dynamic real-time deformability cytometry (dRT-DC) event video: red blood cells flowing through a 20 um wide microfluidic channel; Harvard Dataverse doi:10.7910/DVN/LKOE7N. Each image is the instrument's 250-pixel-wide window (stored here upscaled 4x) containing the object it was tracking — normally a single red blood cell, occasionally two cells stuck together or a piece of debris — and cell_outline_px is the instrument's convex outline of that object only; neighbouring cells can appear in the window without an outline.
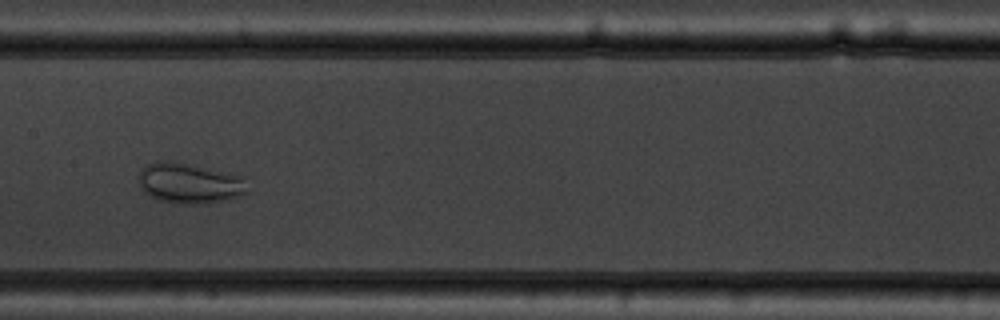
{"species": "common noctule bat (a hibernating species)", "species_latin": "Nyctalus noctula", "temperature_condition": "warm", "stored_images_in_passage": 50, "camera_frame_rate_fps": 3000, "um_per_image_px": 0.085, "animal": {"sex": "male", "body_mass_g": 19.5, "forearm_length_mm": 54.6}, "frame": {"image": 1, "passage_image": 23, "time_ms": 7.333, "image_size_px": [1000, 320], "cell_outline_px": [[248, 192], [240, 196], [224, 200], [204, 204], [180, 204], [160, 200], [144, 192], [140, 184], [140, 172], [148, 164], [164, 160], [168, 160], [244, 176]], "centroid_in_image_um": [16.15, 15.59], "position_along_channel_um": 191.3, "area_um2": 25.32}}
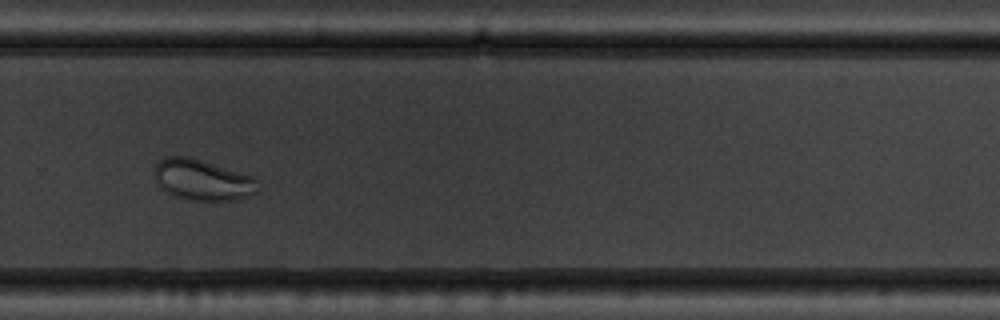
{"frame": {"image": 2, "passage_image": 33, "time_ms": 10.667, "image_size_px": [1000, 320], "cell_outline_px": [[260, 192], [240, 200], [188, 200], [176, 196], [160, 188], [156, 180], [156, 164], [164, 156], [188, 156], [256, 176]], "centroid_in_image_um": [17.29, 15.3], "position_along_channel_um": 312.5, "area_um2": 24.97}}
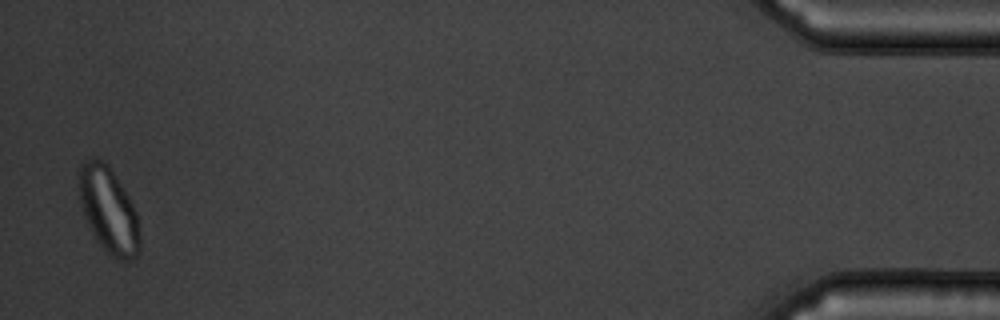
{"frame": {"image": 3, "passage_image": 49, "time_ms": 16.0, "image_size_px": [1000, 320], "cell_outline_px": [[140, 252], [136, 256], [128, 260], [116, 260], [96, 240], [84, 216], [80, 200], [76, 172], [80, 164], [84, 160], [96, 156], [104, 160], [108, 164], [128, 196], [136, 212], [140, 236]], "centroid_in_image_um": [9.2, 17.8], "position_along_channel_um": 426.0, "area_um2": 30.75}, "authors_computed_cell_mechanics": {"area_um2": 28.4376, "velocity_mm_per_s": 3.6524, "shape_relaxation_time_tau1_ms": 4.1347, "shape_relaxation_time_tau2_ms": null, "deformation_change_tau1": 0.06, "deformation_change_tau2": null}}